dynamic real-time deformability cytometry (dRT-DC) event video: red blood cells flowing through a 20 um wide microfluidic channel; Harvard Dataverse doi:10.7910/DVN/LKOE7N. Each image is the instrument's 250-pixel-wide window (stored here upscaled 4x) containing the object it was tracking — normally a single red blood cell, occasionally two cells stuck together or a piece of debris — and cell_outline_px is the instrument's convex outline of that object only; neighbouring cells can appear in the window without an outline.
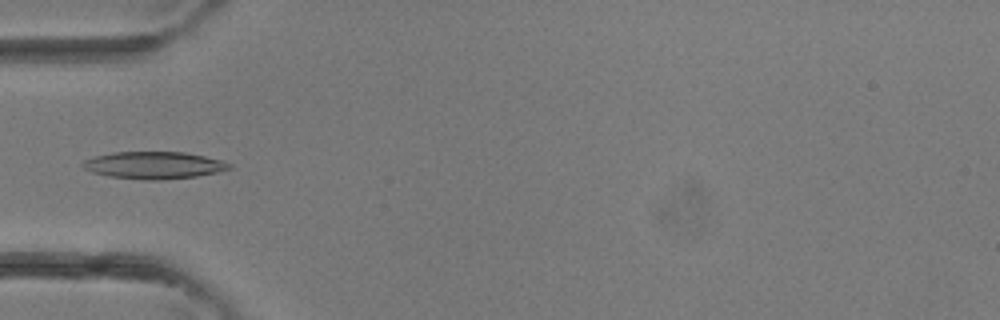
{"species": "common noctule bat (a hibernating species)", "species_latin": "Nyctalus noctula", "temperature_condition": "room temperature", "stored_images_in_passage": 4, "camera_frame_rate_fps": 3000, "um_per_image_px": 0.085, "animal": {"sex": "female"}, "frame": {"image": 1, "passage_image": 4, "time_ms": 1.0, "image_size_px": [1000, 320], "cell_outline_px": [[232, 168], [216, 172], [196, 176], [164, 180], [144, 180], [108, 176], [92, 172], [84, 168], [80, 164], [84, 160], [96, 156], [112, 152], [184, 152], [204, 156], [220, 160], [232, 164]], "centroid_in_image_um": [13.06, 14.05], "position_along_channel_um": 71.9, "area_um2": 23.18}}